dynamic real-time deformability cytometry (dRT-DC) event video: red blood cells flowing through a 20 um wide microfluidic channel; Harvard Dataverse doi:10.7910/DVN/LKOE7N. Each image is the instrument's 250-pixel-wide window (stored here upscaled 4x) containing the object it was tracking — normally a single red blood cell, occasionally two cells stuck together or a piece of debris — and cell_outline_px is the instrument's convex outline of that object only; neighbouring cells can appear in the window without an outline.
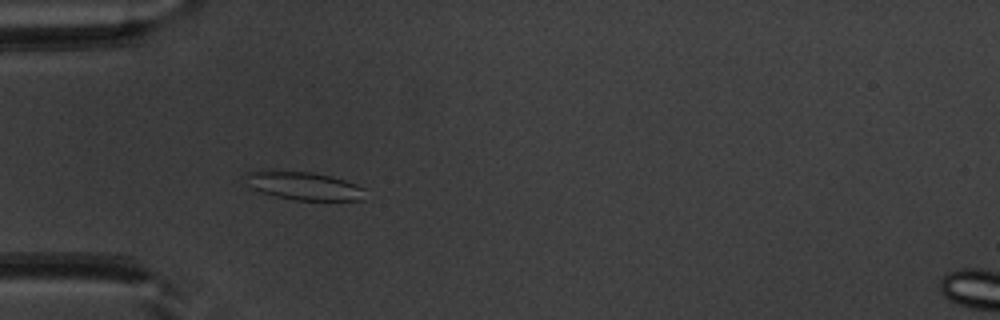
{"species": "common noctule bat (a hibernating species)", "species_latin": "Nyctalus noctula", "temperature_condition": "warm", "stored_images_in_passage": 52, "camera_frame_rate_fps": 3000, "um_per_image_px": 0.085, "animal": {"sex": "male", "body_mass_g": 20.1, "forearm_length_mm": 53.5}, "frame": {"image": 1, "passage_image": 17, "time_ms": 5.333, "image_size_px": [1000, 320], "cell_outline_px": [[364, 188], [360, 200], [296, 200], [276, 196], [260, 192], [252, 188], [240, 176], [248, 172], [260, 168], [312, 172], [332, 176], [356, 184]], "centroid_in_image_um": [25.67, 15.74], "position_along_channel_um": 59.3, "area_um2": 20.11}}
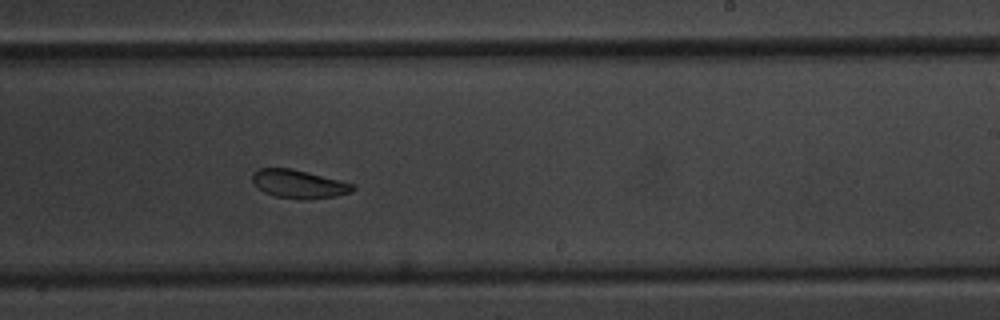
{"frame": {"image": 2, "passage_image": 33, "time_ms": 10.667, "image_size_px": [1000, 320], "cell_outline_px": [[356, 188], [352, 192], [336, 196], [308, 200], [304, 200], [276, 196], [264, 192], [256, 188], [252, 180], [252, 172], [260, 168], [292, 168], [356, 184]], "centroid_in_image_um": [25.41, 15.64], "position_along_channel_um": 263.6, "area_um2": 16.88}}
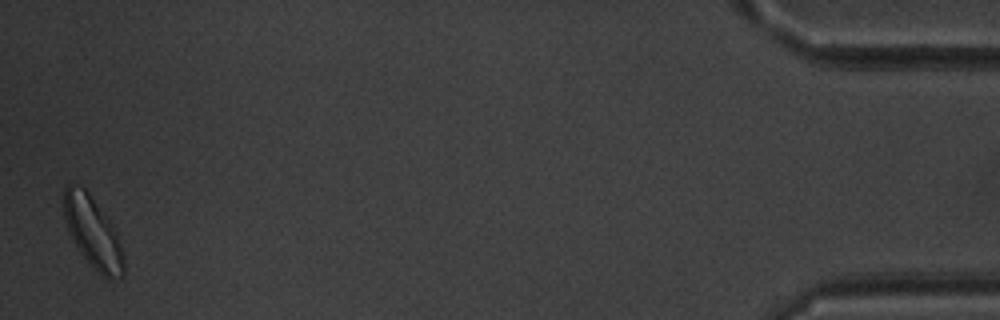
{"frame": {"image": 3, "passage_image": 52, "time_ms": 17.0, "image_size_px": [1000, 320], "cell_outline_px": [[124, 272], [120, 276], [112, 280], [108, 280], [92, 268], [80, 252], [68, 232], [64, 216], [64, 188], [68, 184], [72, 184], [84, 188], [88, 192], [112, 224], [124, 252]], "centroid_in_image_um": [7.9, 19.79], "position_along_channel_um": 427.3, "area_um2": 24.74}, "authors_computed_cell_mechanics": {"area_um2": 19.4497, "velocity_mm_per_s": 3.924, "shape_relaxation_time_tau1_ms": 4.3385, "shape_relaxation_time_tau2_ms": 9.6372, "deformation_change_tau1": 0.1228, "deformation_change_tau2": 0.1441}}